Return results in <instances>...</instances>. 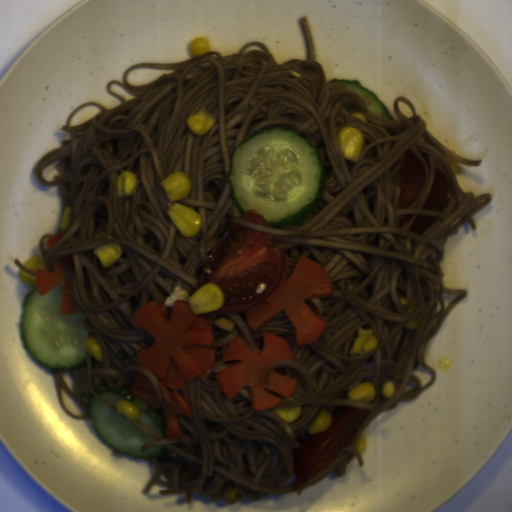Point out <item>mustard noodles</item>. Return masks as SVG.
Masks as SVG:
<instances>
[{"mask_svg": "<svg viewBox=\"0 0 512 512\" xmlns=\"http://www.w3.org/2000/svg\"><path fill=\"white\" fill-rule=\"evenodd\" d=\"M304 58L278 63L265 43L247 42L238 53L208 51L180 62H142L125 68L122 81H110L106 94L118 99L115 107L84 102L71 110L59 127L70 139L42 156L33 168L39 184L58 186L61 222L71 206L69 228L49 249L40 238L47 273L53 259L67 256L72 265L70 284L75 309L85 314L83 327L102 350L99 361L87 354L84 365L54 373L58 406L72 418L91 421L89 397L109 407L100 397L102 386L132 394L138 373L156 392L154 411L164 421L161 387L153 372L137 357L154 345V336L131 323L148 301L159 305L176 289L188 296L196 290L202 271L230 222L268 232L272 244L285 251L287 278L300 256L324 267L332 276V293L305 303L327 327L304 346L295 341L294 326L283 311L254 331L241 313L197 312L212 330L210 348L216 358L207 380L190 378L176 390L191 411L177 413L180 438H167L136 425L155 439L140 446L143 452L164 445L162 452L144 457L152 476L143 487H166L161 494L192 493L210 500L225 499L224 490L236 487V498L254 500L266 495L303 491L336 470L343 475L353 457L363 467L357 448L370 423L403 400L416 399L436 378L426 360L431 337L452 309L467 295L463 288L445 285L441 267L450 235L464 223L477 229L473 214L492 203L489 192L464 190L456 172L461 164L480 166L482 160L463 159L447 149L418 116L408 99L398 97L394 109L402 123L367 108L372 99L331 84L316 59L309 19H297ZM206 109L217 116L214 127L198 135L188 129L191 114ZM367 116V122L350 116ZM294 128L317 146L325 171L324 193L314 210L299 224L278 229L238 218L227 180L231 155L247 135L261 128ZM355 126L365 137L357 162L344 159L338 133ZM413 150L426 165L424 187L418 199L400 210L399 176L403 153ZM434 161L449 179L447 211L422 209L433 180ZM137 176L133 196L118 198L119 172ZM184 172L191 183L177 202L198 213L202 227L194 237L181 234L167 215L168 197L160 184L174 172ZM413 215L399 228L400 216ZM439 217L424 233L411 232L416 216ZM103 231V236L94 238ZM119 243L123 257L103 267L93 249ZM407 296L406 304L399 300ZM418 328L404 326L420 317ZM228 318L235 327L225 330L215 322ZM359 327L372 328L378 338L365 355H350ZM288 342L296 360H280L269 370L297 380L289 397L273 391L281 401L257 411L249 386L235 397L222 394L215 375L239 360H223L227 343L240 337L253 352L261 350L264 333ZM396 383L395 396L381 391L386 380ZM362 382L377 390L372 402L349 400L348 391ZM300 404L297 421L287 422L272 411ZM344 408L368 409L369 415L351 442L303 485H297L294 456L308 436L306 428L318 413ZM92 422V421H91Z\"/></svg>", "mask_w": 512, "mask_h": 512, "instance_id": "mustard-noodles-1", "label": "mustard noodles"}, {"mask_svg": "<svg viewBox=\"0 0 512 512\" xmlns=\"http://www.w3.org/2000/svg\"><path fill=\"white\" fill-rule=\"evenodd\" d=\"M13 262H14V264L17 267L18 270H22L24 272L30 273V274H32L35 277L36 272H34V271L24 267L19 259H15L14 258Z\"/></svg>", "mask_w": 512, "mask_h": 512, "instance_id": "mustard-noodles-2", "label": "mustard noodles"}, {"mask_svg": "<svg viewBox=\"0 0 512 512\" xmlns=\"http://www.w3.org/2000/svg\"><path fill=\"white\" fill-rule=\"evenodd\" d=\"M172 312H173V306H168V308H167L168 319L171 318Z\"/></svg>", "mask_w": 512, "mask_h": 512, "instance_id": "mustard-noodles-3", "label": "mustard noodles"}]
</instances>
